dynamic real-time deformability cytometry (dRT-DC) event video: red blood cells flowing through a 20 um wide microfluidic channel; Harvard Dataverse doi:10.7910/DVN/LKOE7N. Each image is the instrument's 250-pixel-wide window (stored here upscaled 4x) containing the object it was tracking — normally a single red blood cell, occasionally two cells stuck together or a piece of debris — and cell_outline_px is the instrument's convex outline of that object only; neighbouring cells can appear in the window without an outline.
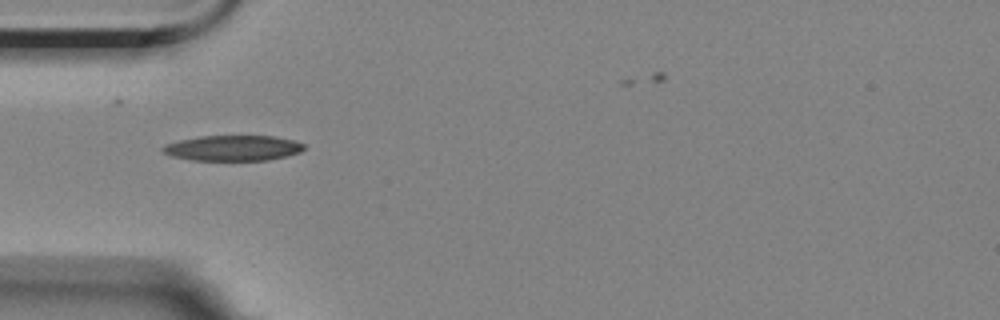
{"species": "Egyptian fruit bat (a non-hibernating species)", "species_latin": "Rousettus aegyptiacus", "temperature_condition": "room temperature", "stored_images_in_passage": 10, "camera_frame_rate_fps": 3000, "um_per_image_px": 0.085, "animal": {"sex": "female"}, "frame": {"image": 1, "passage_image": 1, "time_ms": 0.0, "image_size_px": [1000, 320], "cell_outline_px": [[304, 148], [300, 152], [268, 160], [192, 160], [172, 156], [164, 152], [160, 148], [164, 144], [180, 140], [200, 136], [276, 136], [296, 140], [304, 144]], "centroid_in_image_um": [19.8, 12.57], "position_along_channel_um": 65.2, "area_um2": 20.92}}
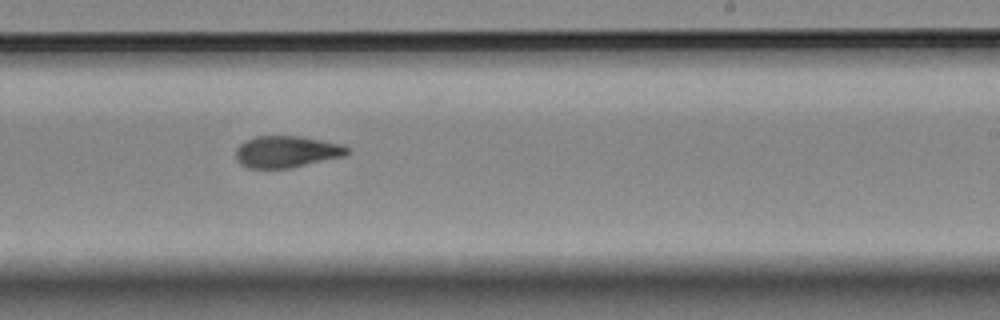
{"frame": {"image": 2, "passage_image": 6, "time_ms": 5.667, "image_size_px": [1000, 320], "cell_outline_px": [[352, 152], [344, 156], [288, 168], [248, 168], [240, 164], [236, 160], [236, 148], [244, 140], [256, 136], [300, 136], [344, 144], [352, 148]], "centroid_in_image_um": [24.39, 12.88], "position_along_channel_um": 264.6, "area_um2": 20.81}}
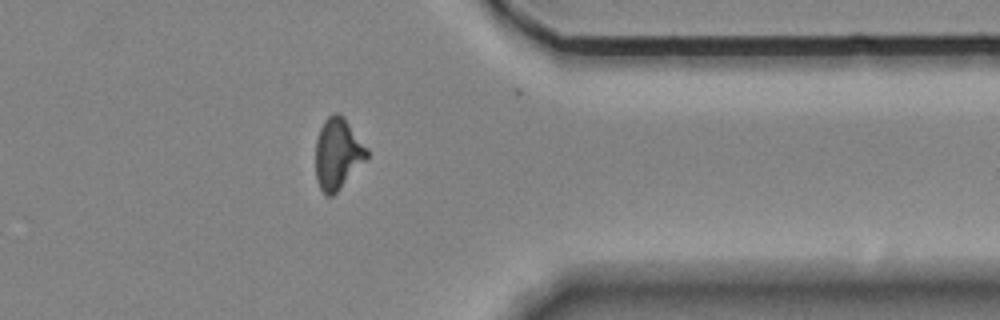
{"frame": {"image": 3, "passage_image": 9, "time_ms": 9.333, "image_size_px": [1000, 320], "cell_outline_px": [[368, 156], [340, 188], [332, 196], [324, 196], [316, 180], [316, 140], [320, 128], [324, 120], [328, 116], [336, 112], [344, 116], [368, 148]], "centroid_in_image_um": [28.69, 13.04], "position_along_channel_um": 382.7, "area_um2": 21.15}}